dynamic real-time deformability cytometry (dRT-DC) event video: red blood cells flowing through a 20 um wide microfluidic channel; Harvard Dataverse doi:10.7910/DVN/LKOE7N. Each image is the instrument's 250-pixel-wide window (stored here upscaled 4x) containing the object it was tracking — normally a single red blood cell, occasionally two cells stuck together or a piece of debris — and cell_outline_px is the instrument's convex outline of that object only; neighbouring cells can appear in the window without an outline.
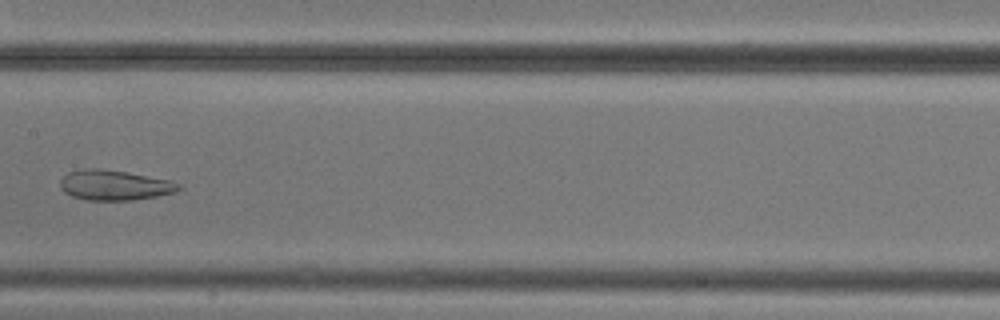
{"species": "common noctule bat (a hibernating species)", "species_latin": "Nyctalus noctula", "temperature_condition": "cold", "stored_images_in_passage": 10, "camera_frame_rate_fps": 3000, "um_per_image_px": 0.085, "animal": {"sex": "male", "body_mass_g": 20.5, "forearm_length_mm": 52.5}, "frame": {"image": 1, "passage_image": 7, "time_ms": 7.0, "image_size_px": [1000, 320], "cell_outline_px": [[184, 188], [176, 192], [156, 196], [132, 200], [88, 200], [72, 196], [64, 192], [60, 188], [60, 180], [68, 172], [84, 168], [100, 168], [172, 180], [180, 184]], "centroid_in_image_um": [9.75, 15.74], "position_along_channel_um": 197.7, "area_um2": 20.87}}